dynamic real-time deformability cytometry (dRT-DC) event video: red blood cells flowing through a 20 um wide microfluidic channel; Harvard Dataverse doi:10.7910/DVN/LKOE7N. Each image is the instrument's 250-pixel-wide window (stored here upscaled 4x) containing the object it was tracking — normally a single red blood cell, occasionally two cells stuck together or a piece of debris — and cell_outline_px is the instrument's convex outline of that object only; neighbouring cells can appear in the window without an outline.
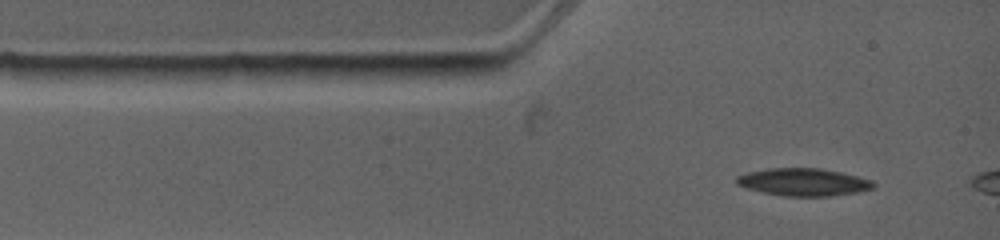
{"species": "common noctule bat (a hibernating species)", "species_latin": "Nyctalus noctula", "temperature_condition": "warm", "stored_images_in_passage": 4, "camera_frame_rate_fps": 4500, "um_per_image_px": 0.085, "animal": {"sex": "female", "body_mass_g": 19.0, "forearm_length_mm": 53.3}, "frame": {"image": 1, "passage_image": 1, "time_ms": 0.0, "image_size_px": [1000, 240], "cell_outline_px": [[876, 188], [856, 192], [828, 196], [784, 196], [764, 192], [748, 188], [736, 184], [736, 176], [748, 172], [768, 168], [820, 168], [840, 172], [872, 180], [876, 184]], "centroid_in_image_um": [68.31, 15.47], "position_along_channel_um": 16.7, "area_um2": 21.85}}